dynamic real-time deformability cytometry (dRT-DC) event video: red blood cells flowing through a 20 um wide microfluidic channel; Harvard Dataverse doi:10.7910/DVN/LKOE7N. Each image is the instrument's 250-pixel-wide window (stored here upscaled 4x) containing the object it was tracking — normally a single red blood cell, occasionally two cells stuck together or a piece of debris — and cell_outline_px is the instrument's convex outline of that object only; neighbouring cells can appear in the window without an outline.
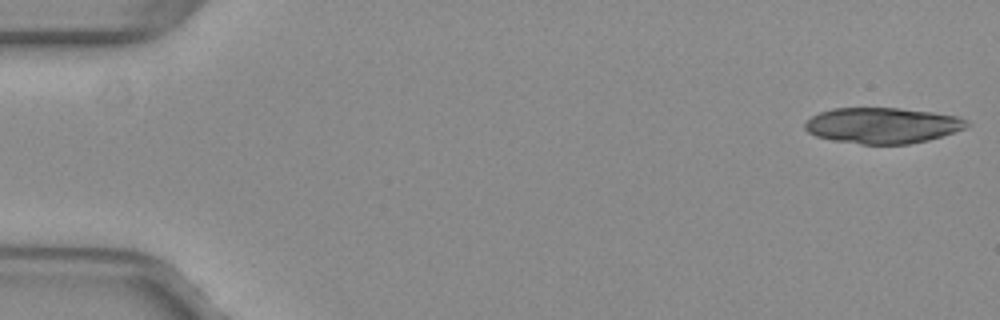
{"species": "common noctule bat (a hibernating species)", "species_latin": "Nyctalus noctula", "temperature_condition": "warm", "stored_images_in_passage": 52, "camera_frame_rate_fps": 3000, "um_per_image_px": 0.085, "animal": {"sex": "female", "body_mass_g": 29.2, "forearm_length_mm": 56.3}, "frame": {"image": 1, "passage_image": 1, "time_ms": 0.0, "image_size_px": [1000, 320], "cell_outline_px": [[972, 124], [964, 128], [928, 140], [908, 144], [860, 144], [832, 140], [816, 136], [808, 132], [804, 128], [804, 124], [812, 116], [820, 112], [832, 108], [900, 108], [932, 112], [956, 116], [968, 120]], "centroid_in_image_um": [74.99, 10.66], "position_along_channel_um": 10.0, "area_um2": 33.7}}
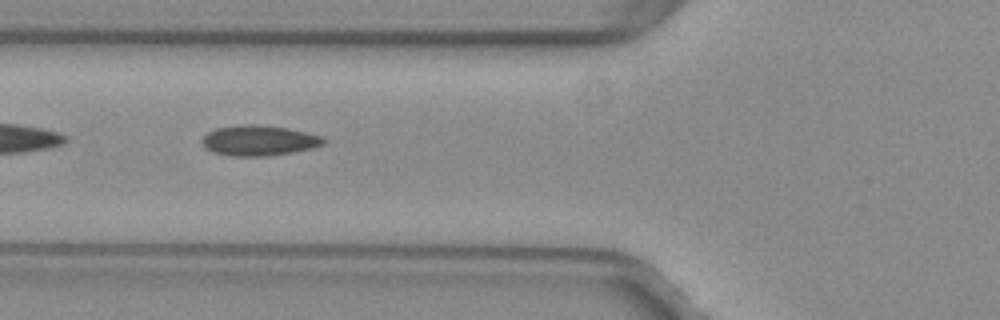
{"frame": {"image": 2, "passage_image": 20, "time_ms": 6.333, "image_size_px": [1000, 320], "cell_outline_px": [[328, 140], [324, 144], [312, 148], [292, 152], [268, 156], [228, 156], [212, 152], [200, 140], [208, 132], [216, 128], [240, 124], [256, 124], [288, 128], [320, 136]], "centroid_in_image_um": [22.0, 11.94], "position_along_channel_um": 103.8, "area_um2": 21.5}}
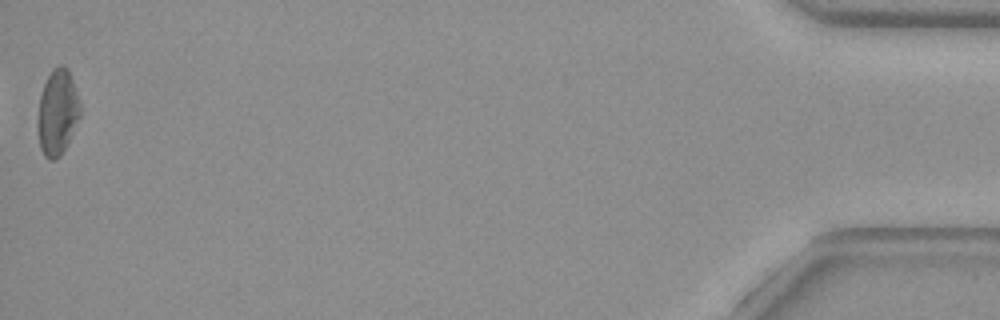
{"frame": {"image": 3, "passage_image": 52, "time_ms": 17.0, "image_size_px": [1000, 320], "cell_outline_px": [[80, 116], [60, 156], [56, 160], [48, 160], [44, 156], [40, 148], [36, 124], [40, 96], [44, 84], [52, 68], [56, 64], [60, 64], [68, 72], [72, 80], [80, 104]], "centroid_in_image_um": [4.84, 9.57], "position_along_channel_um": 430.4, "area_um2": 20.98}, "authors_computed_cell_mechanics": {"area_um2": 20.9236, "velocity_mm_per_s": 4.0004, "shape_relaxation_time_tau1_ms": null, "shape_relaxation_time_tau2_ms": 1.504, "deformation_change_tau1": null, "deformation_change_tau2": 0.0858}}